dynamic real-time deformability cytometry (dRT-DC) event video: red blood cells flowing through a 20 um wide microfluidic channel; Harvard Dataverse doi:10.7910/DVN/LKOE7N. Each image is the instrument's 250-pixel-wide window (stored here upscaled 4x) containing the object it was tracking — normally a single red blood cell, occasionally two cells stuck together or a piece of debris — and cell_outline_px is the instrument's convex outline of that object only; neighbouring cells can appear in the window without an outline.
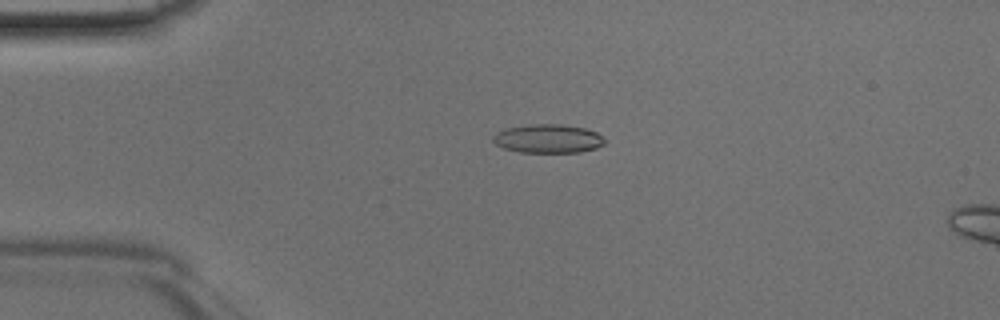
{"species": "Egyptian fruit bat (a non-hibernating species)", "species_latin": "Rousettus aegyptiacus", "temperature_condition": "room temperature", "stored_images_in_passage": 7, "camera_frame_rate_fps": 3000, "um_per_image_px": 0.085, "animal": {"sex": "male"}, "frame": {"image": 1, "passage_image": 3, "time_ms": 0.667, "image_size_px": [1000, 320], "cell_outline_px": [[604, 144], [596, 148], [580, 152], [520, 152], [504, 148], [496, 144], [492, 140], [492, 136], [496, 132], [504, 128], [528, 124], [560, 124], [584, 128], [596, 132], [604, 140]], "centroid_in_image_um": [46.53, 11.78], "position_along_channel_um": 38.5, "area_um2": 18.67}}